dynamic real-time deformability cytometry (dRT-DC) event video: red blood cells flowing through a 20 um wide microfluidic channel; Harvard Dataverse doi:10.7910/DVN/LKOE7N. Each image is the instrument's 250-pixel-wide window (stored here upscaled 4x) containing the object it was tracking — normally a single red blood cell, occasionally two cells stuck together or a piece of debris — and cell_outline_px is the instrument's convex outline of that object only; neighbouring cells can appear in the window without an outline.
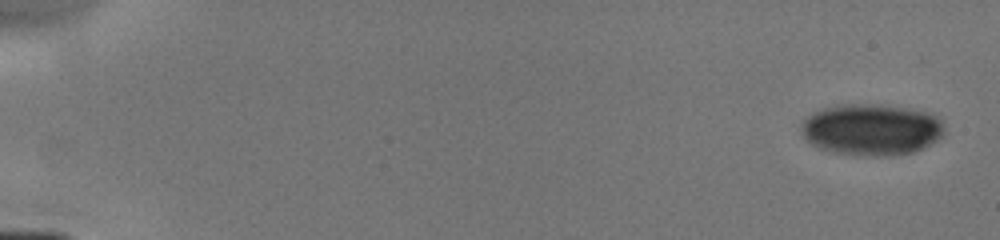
{"species": "human", "species_latin": "Homo sapiens", "temperature_condition": "cold", "stored_images_in_passage": 5, "camera_frame_rate_fps": 3000, "um_per_image_px": 0.085, "donor": {"sex": "male"}, "frame": {"image": 1, "passage_image": 1, "time_ms": 0.0, "image_size_px": [1000, 240], "cell_outline_px": [[944, 136], [912, 152], [880, 156], [876, 156], [836, 152], [820, 148], [812, 144], [800, 132], [800, 124], [812, 112], [836, 104], [880, 104], [908, 108], [932, 112], [940, 116], [944, 128]], "centroid_in_image_um": [74.09, 10.97], "position_along_channel_um": 10.9, "area_um2": 43.0}}
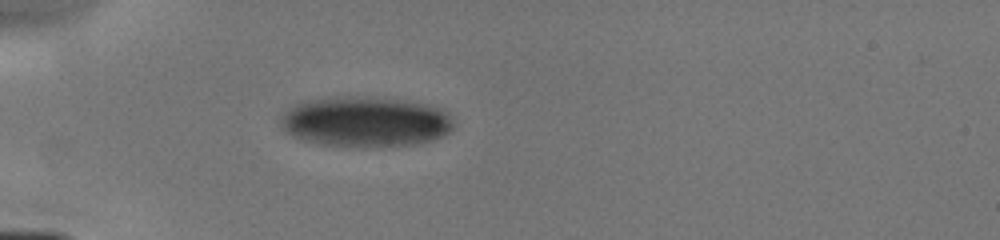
{"frame": {"image": 2, "passage_image": 5, "time_ms": 4.667, "image_size_px": [1000, 240], "cell_outline_px": [[456, 124], [448, 132], [432, 140], [416, 144], [320, 144], [300, 140], [284, 132], [280, 128], [280, 116], [288, 108], [300, 100], [400, 100], [428, 104], [444, 108], [448, 112]], "centroid_in_image_um": [31.06, 10.36], "position_along_channel_um": 53.9, "area_um2": 48.78}}